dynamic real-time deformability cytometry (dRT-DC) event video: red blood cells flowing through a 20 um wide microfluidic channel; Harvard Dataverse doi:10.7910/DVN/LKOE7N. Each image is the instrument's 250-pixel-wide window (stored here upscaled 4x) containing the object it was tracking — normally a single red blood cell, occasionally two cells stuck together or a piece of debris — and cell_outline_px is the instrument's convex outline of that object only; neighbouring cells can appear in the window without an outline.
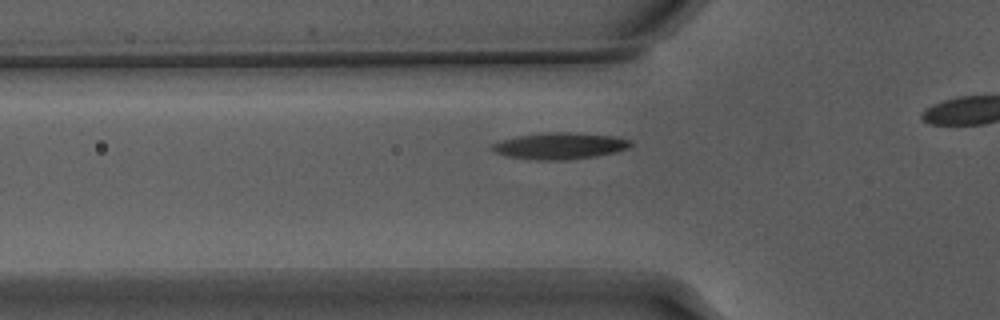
{"species": "Egyptian fruit bat (a non-hibernating species)", "species_latin": "Rousettus aegyptiacus", "temperature_condition": "warm", "stored_images_in_passage": 22, "camera_frame_rate_fps": 3000, "um_per_image_px": 0.085, "animal": {"sex": "male"}, "frame": {"image": 1, "passage_image": 13, "time_ms": 4.0, "image_size_px": [1000, 320], "cell_outline_px": [[632, 144], [628, 148], [616, 152], [596, 156], [564, 160], [536, 160], [508, 156], [496, 152], [488, 148], [492, 144], [500, 140], [520, 136], [548, 132], [568, 132], [612, 136], [632, 140]], "centroid_in_image_um": [47.58, 12.4], "position_along_channel_um": 78.2, "area_um2": 21.27}}
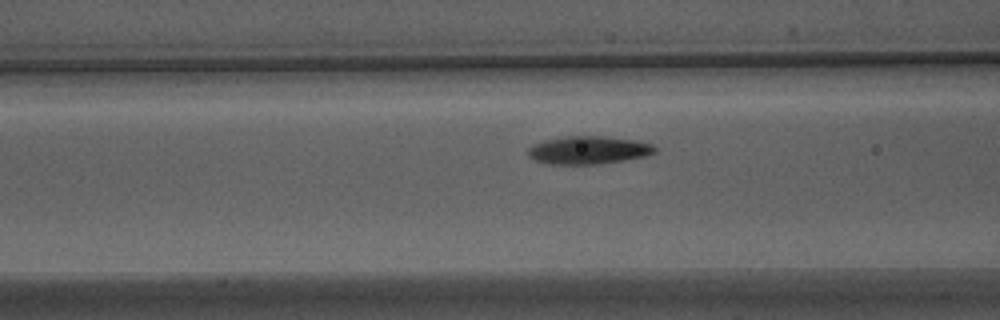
{"frame": {"image": 2, "passage_image": 16, "time_ms": 5.0, "image_size_px": [1000, 320], "cell_outline_px": [[656, 152], [648, 156], [624, 160], [596, 164], [544, 164], [528, 156], [528, 148], [532, 144], [544, 140], [564, 136], [604, 136], [636, 140], [652, 144], [656, 148]], "centroid_in_image_um": [50.01, 12.75], "position_along_channel_um": 116.6, "area_um2": 20.87}}
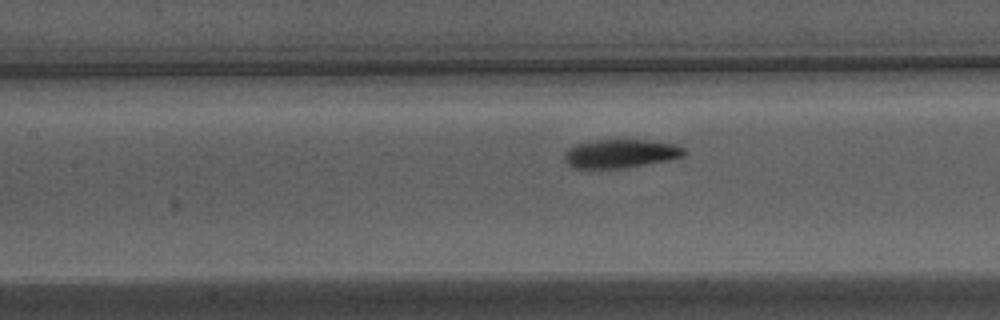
{"frame": {"image": 3, "passage_image": 19, "time_ms": 6.0, "image_size_px": [1000, 320], "cell_outline_px": [[688, 152], [684, 156], [668, 160], [624, 168], [572, 168], [564, 160], [564, 152], [568, 148], [576, 144], [596, 140], [644, 140], [676, 144], [684, 148]], "centroid_in_image_um": [52.74, 13.06], "position_along_channel_um": 154.7, "area_um2": 20.0}}